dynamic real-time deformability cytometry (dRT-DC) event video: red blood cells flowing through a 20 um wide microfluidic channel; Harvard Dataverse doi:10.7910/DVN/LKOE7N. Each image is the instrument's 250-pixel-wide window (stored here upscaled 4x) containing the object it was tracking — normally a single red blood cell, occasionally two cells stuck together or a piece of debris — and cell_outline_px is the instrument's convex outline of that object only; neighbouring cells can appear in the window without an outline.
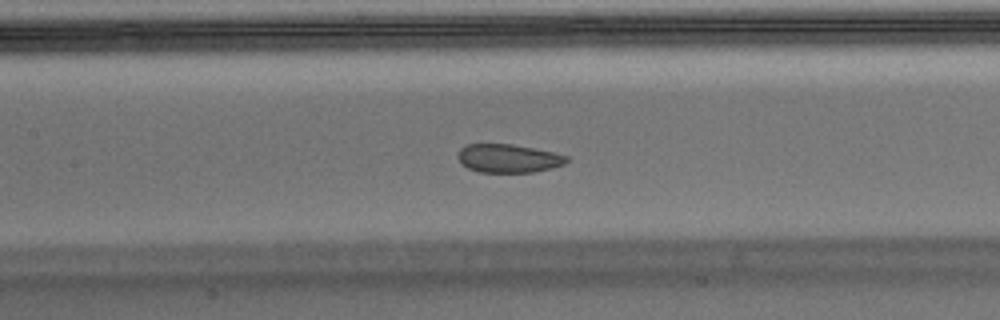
{"species": "Egyptian fruit bat (a non-hibernating species)", "species_latin": "Rousettus aegyptiacus", "temperature_condition": "warm", "stored_images_in_passage": 38, "camera_frame_rate_fps": 3000, "um_per_image_px": 0.085, "animal": {"sex": "male"}, "frame": {"image": 1, "passage_image": 17, "time_ms": 5.333, "image_size_px": [1000, 320], "cell_outline_px": [[568, 160], [564, 164], [552, 168], [532, 172], [480, 172], [468, 168], [460, 164], [456, 156], [460, 148], [468, 144], [512, 144], [552, 152], [568, 156]], "centroid_in_image_um": [43.16, 13.46], "position_along_channel_um": 164.2, "area_um2": 18.03}}